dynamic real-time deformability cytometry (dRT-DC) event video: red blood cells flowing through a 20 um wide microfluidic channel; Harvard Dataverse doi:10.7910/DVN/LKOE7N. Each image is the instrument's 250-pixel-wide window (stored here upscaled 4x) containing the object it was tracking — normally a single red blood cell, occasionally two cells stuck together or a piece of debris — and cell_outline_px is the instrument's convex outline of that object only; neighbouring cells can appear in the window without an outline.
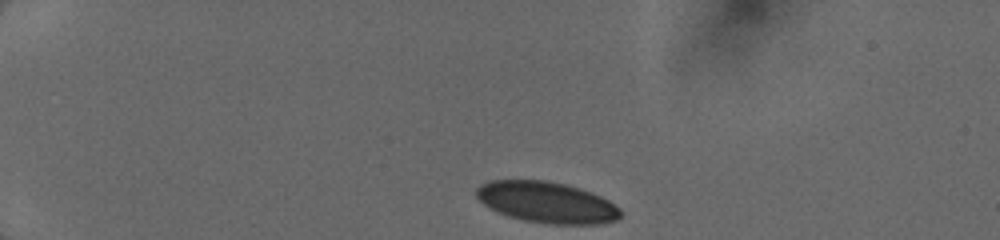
{"species": "human", "species_latin": "Homo sapiens", "temperature_condition": "cold", "stored_images_in_passage": 10, "camera_frame_rate_fps": 3000, "um_per_image_px": 0.085, "donor": {"sex": "female"}, "frame": {"image": 1, "passage_image": 1, "time_ms": 0.0, "image_size_px": [1000, 240], "cell_outline_px": [[620, 216], [616, 220], [600, 224], [548, 224], [524, 220], [508, 216], [484, 204], [476, 196], [476, 188], [480, 184], [488, 180], [544, 180], [564, 184], [580, 188], [600, 196], [608, 200], [620, 208]], "centroid_in_image_um": [46.47, 17.19], "position_along_channel_um": 38.5, "area_um2": 34.39}}
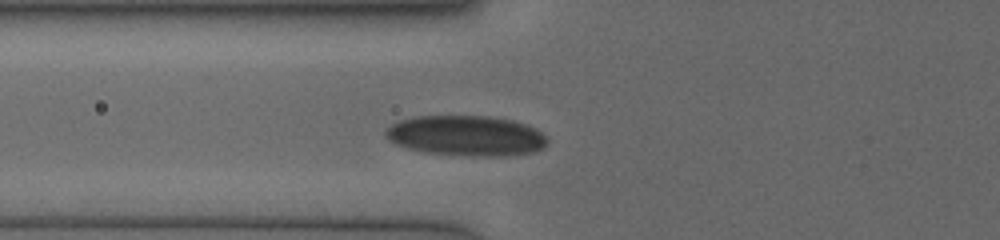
{"frame": {"image": 2, "passage_image": 7, "time_ms": 3.0, "image_size_px": [1000, 240], "cell_outline_px": [[548, 144], [544, 148], [536, 152], [516, 156], [472, 156], [424, 152], [408, 148], [396, 144], [388, 140], [384, 136], [384, 128], [400, 120], [416, 116], [488, 116], [512, 120], [528, 124], [544, 132], [548, 136]], "centroid_in_image_um": [39.69, 11.54], "position_along_channel_um": 86.1, "area_um2": 38.78}}
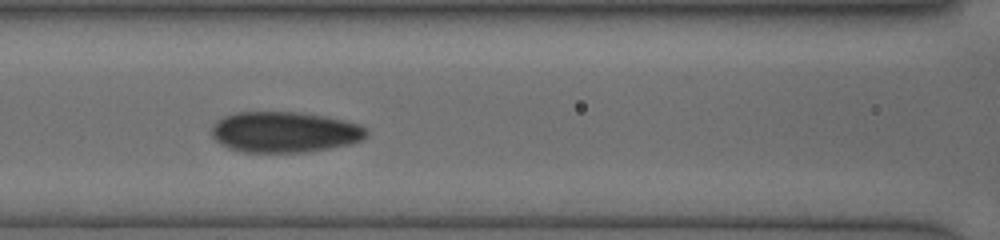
{"frame": {"image": 3, "passage_image": 9, "time_ms": 4.333, "image_size_px": [1000, 240], "cell_outline_px": [[368, 136], [364, 140], [352, 144], [308, 152], [244, 152], [228, 148], [220, 144], [212, 136], [212, 124], [216, 120], [224, 116], [236, 112], [292, 112], [324, 116], [344, 120], [368, 128]], "centroid_in_image_um": [24.2, 11.23], "position_along_channel_um": 142.4, "area_um2": 37.05}}